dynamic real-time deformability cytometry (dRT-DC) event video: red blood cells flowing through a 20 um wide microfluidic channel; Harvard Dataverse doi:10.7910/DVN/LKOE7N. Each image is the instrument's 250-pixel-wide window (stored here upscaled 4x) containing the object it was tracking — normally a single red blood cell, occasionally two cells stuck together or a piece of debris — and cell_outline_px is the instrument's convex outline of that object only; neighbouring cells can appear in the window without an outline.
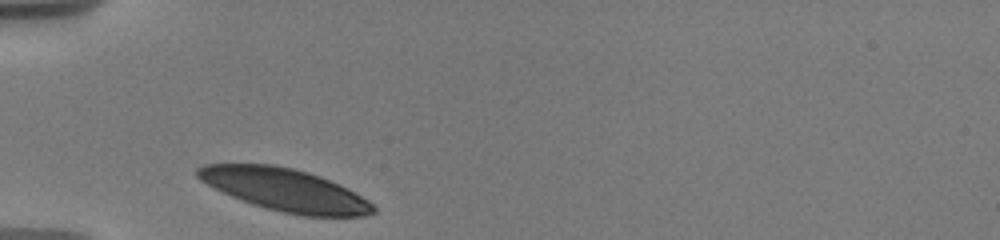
{"species": "human", "species_latin": "Homo sapiens", "temperature_condition": "warm", "stored_images_in_passage": 4, "camera_frame_rate_fps": 3000, "um_per_image_px": 0.085, "donor": {"sex": "male"}, "frame": {"image": 1, "passage_image": 1, "time_ms": 0.0, "image_size_px": [1000, 240], "cell_outline_px": [[376, 212], [364, 216], [300, 216], [252, 204], [232, 196], [200, 180], [196, 176], [196, 168], [204, 164], [272, 164], [292, 168], [308, 172], [320, 176], [348, 188], [368, 200], [376, 208]], "centroid_in_image_um": [24.24, 16.13], "position_along_channel_um": 60.8, "area_um2": 43.23}}
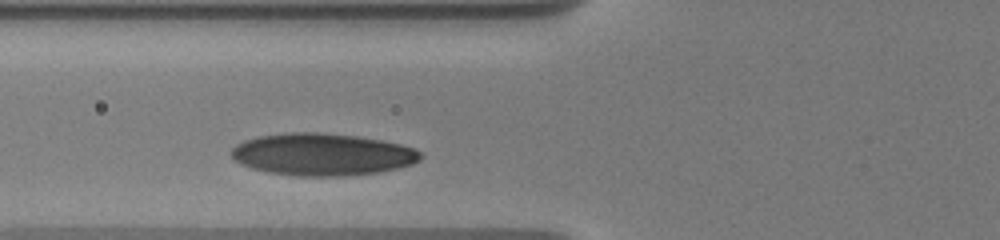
{"frame": {"image": 2, "passage_image": 4, "time_ms": 1.333, "image_size_px": [1000, 240], "cell_outline_px": [[420, 160], [412, 164], [400, 168], [380, 172], [344, 176], [300, 176], [268, 172], [252, 168], [240, 164], [232, 156], [232, 148], [236, 144], [244, 140], [260, 136], [292, 132], [316, 132], [356, 136], [380, 140], [400, 144], [412, 148], [420, 152]], "centroid_in_image_um": [27.39, 13.13], "position_along_channel_um": 98.4, "area_um2": 46.3}}